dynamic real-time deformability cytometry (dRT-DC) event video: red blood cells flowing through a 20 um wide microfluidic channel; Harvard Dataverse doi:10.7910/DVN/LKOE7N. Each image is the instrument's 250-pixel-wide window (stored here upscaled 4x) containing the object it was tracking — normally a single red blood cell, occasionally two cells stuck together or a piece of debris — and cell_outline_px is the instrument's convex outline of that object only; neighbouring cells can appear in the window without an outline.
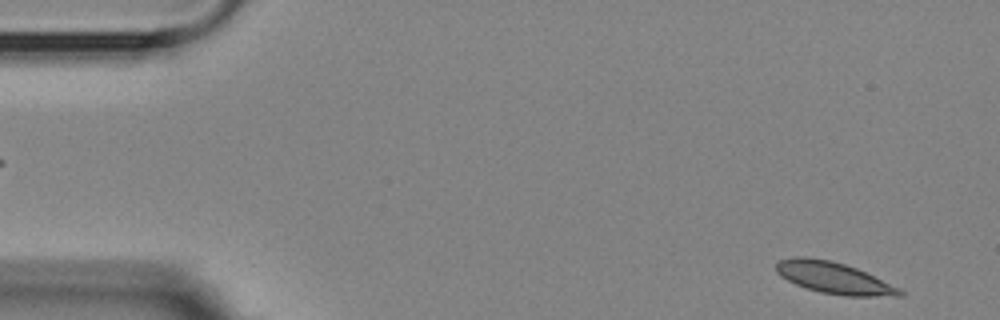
{"species": "Egyptian fruit bat (a non-hibernating species)", "species_latin": "Rousettus aegyptiacus", "temperature_condition": "room temperature", "stored_images_in_passage": 2, "segment_of_instrument_passage": [2, 2], "camera_frame_rate_fps": 3000, "um_per_image_px": 0.085, "animal": {"sex": "female"}, "frame": {"image": 1, "passage_image": 2, "time_ms": 1.333, "image_size_px": [1000, 320], "cell_outline_px": [[904, 296], [844, 296], [820, 292], [796, 284], [780, 276], [776, 272], [776, 264], [780, 260], [792, 256], [808, 256], [832, 260], [856, 268], [900, 288], [904, 292]], "centroid_in_image_um": [70.86, 23.61], "position_along_channel_um": 14.1, "area_um2": 22.72}}